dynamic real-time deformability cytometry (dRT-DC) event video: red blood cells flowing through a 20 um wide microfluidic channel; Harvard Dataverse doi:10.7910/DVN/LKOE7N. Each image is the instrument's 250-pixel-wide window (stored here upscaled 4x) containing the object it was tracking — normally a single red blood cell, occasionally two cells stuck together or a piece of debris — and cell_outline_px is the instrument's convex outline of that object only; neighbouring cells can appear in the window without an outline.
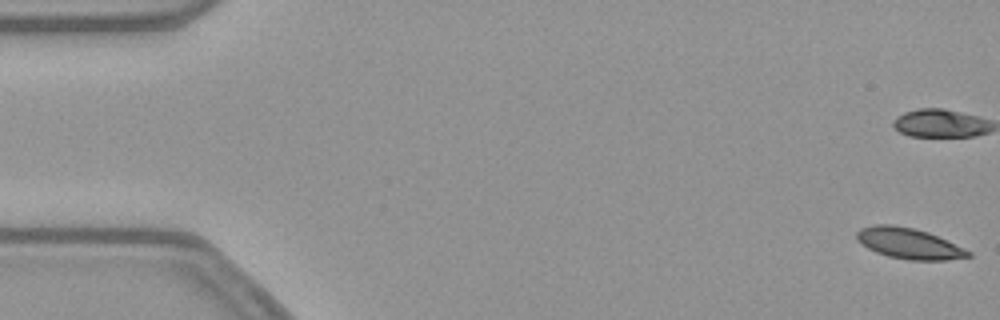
{"species": "common noctule bat (a hibernating species)", "species_latin": "Nyctalus noctula", "temperature_condition": "warm", "stored_images_in_passage": 17, "camera_frame_rate_fps": 3000, "um_per_image_px": 0.085, "animal": {"sex": "female", "body_mass_g": 21.9}, "frame": {"image": 1, "passage_image": 1, "time_ms": 0.0, "image_size_px": [1000, 320], "cell_outline_px": [[972, 256], [948, 260], [908, 260], [888, 256], [876, 252], [868, 248], [856, 240], [856, 232], [860, 228], [876, 224], [892, 224], [912, 228], [928, 232], [964, 248], [972, 252]], "centroid_in_image_um": [77.24, 20.69], "position_along_channel_um": 7.8, "area_um2": 20.0}}